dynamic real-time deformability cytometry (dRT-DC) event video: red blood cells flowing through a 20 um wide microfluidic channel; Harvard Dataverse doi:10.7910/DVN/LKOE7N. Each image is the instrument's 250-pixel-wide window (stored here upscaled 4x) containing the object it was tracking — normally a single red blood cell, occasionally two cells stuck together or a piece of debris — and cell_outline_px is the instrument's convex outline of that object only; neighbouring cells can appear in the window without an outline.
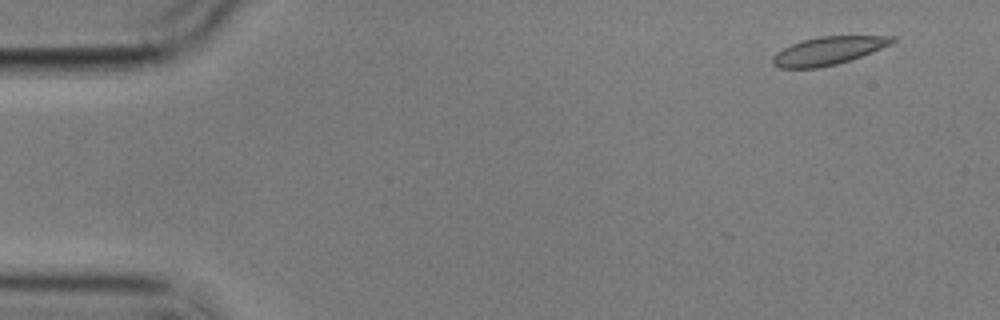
{"species": "common noctule bat (a hibernating species)", "species_latin": "Nyctalus noctula", "temperature_condition": "cold", "stored_images_in_passage": 9, "camera_frame_rate_fps": 3000, "um_per_image_px": 0.085, "animal": {"sex": "male", "body_mass_g": 17.9}, "frame": {"image": 1, "passage_image": 1, "time_ms": 0.0, "image_size_px": [1000, 320], "cell_outline_px": [[896, 40], [892, 44], [860, 56], [836, 64], [820, 68], [780, 68], [772, 64], [772, 56], [776, 52], [792, 44], [804, 40], [820, 36], [896, 36]], "centroid_in_image_um": [70.38, 4.31], "position_along_channel_um": 14.6, "area_um2": 19.36}}
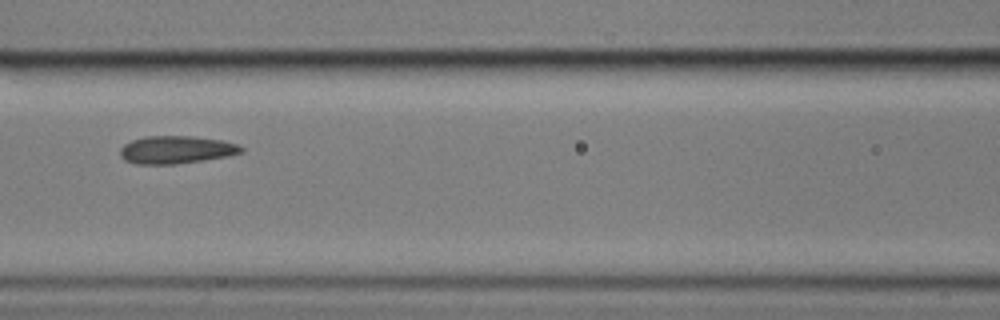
{"frame": {"image": 2, "passage_image": 7, "time_ms": 7.0, "image_size_px": [1000, 320], "cell_outline_px": [[244, 152], [228, 156], [204, 160], [176, 164], [136, 164], [124, 160], [120, 156], [120, 148], [124, 144], [132, 140], [144, 136], [192, 136], [224, 140], [236, 144], [244, 148]], "centroid_in_image_um": [14.98, 12.73], "position_along_channel_um": 151.6, "area_um2": 19.77}}
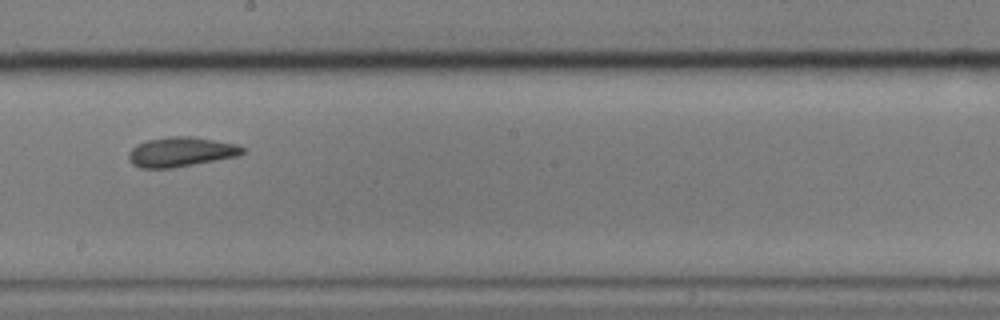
{"frame": {"image": 3, "passage_image": 9, "time_ms": 9.333, "image_size_px": [1000, 320], "cell_outline_px": [[244, 152], [236, 156], [172, 168], [140, 168], [132, 164], [128, 160], [128, 152], [136, 144], [148, 140], [168, 136], [192, 136], [236, 144], [244, 148]], "centroid_in_image_um": [15.32, 12.9], "position_along_channel_um": 232.9, "area_um2": 19.59}}